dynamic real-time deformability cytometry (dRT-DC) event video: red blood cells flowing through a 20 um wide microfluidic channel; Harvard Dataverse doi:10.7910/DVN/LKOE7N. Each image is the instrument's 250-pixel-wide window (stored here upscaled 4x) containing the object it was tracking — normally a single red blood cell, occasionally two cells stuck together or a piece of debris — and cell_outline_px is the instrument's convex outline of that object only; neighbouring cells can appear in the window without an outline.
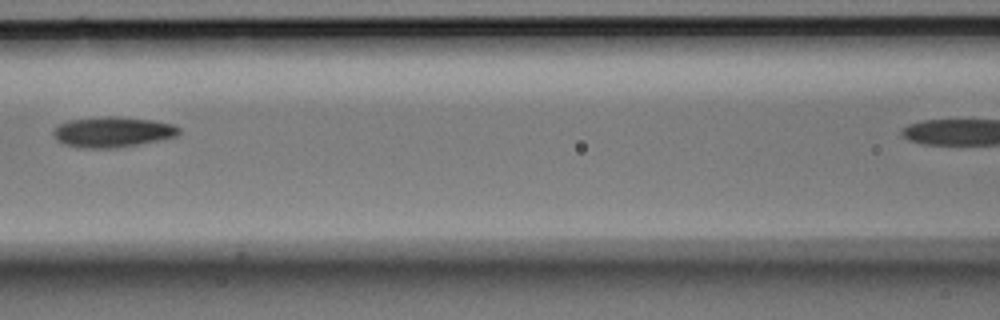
{"species": "Egyptian fruit bat (a non-hibernating species)", "species_latin": "Rousettus aegyptiacus", "temperature_condition": "room temperature", "stored_images_in_passage": 6, "camera_frame_rate_fps": 3000, "um_per_image_px": 0.085, "animal": {"sex": "male"}, "frame": {"image": 1, "passage_image": 4, "time_ms": 1.0, "image_size_px": [1000, 320], "cell_outline_px": [[180, 132], [176, 136], [116, 148], [80, 148], [64, 144], [56, 140], [52, 132], [60, 124], [72, 120], [108, 116], [116, 116], [152, 120], [172, 124], [180, 128]], "centroid_in_image_um": [9.55, 11.22], "position_along_channel_um": 157.1, "area_um2": 21.96}}
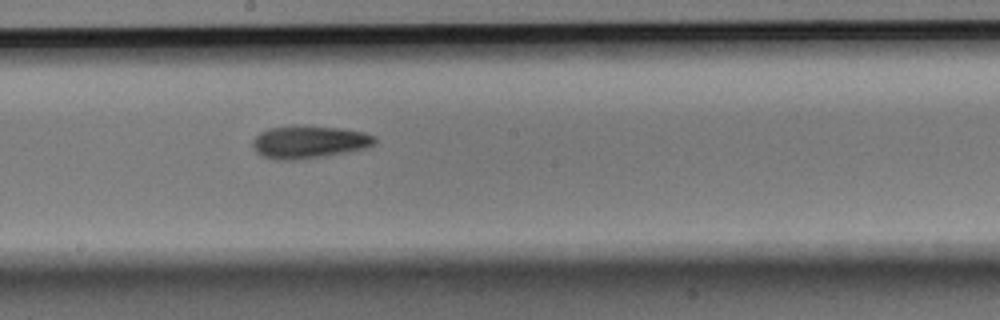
{"frame": {"image": 2, "passage_image": 6, "time_ms": 1.667, "image_size_px": [1000, 320], "cell_outline_px": [[376, 144], [364, 148], [324, 156], [296, 160], [272, 160], [256, 152], [252, 148], [252, 140], [260, 132], [268, 128], [296, 124], [304, 124], [340, 128], [364, 132], [376, 136]], "centroid_in_image_um": [26.23, 12.04], "position_along_channel_um": 222.0, "area_um2": 23.7}}